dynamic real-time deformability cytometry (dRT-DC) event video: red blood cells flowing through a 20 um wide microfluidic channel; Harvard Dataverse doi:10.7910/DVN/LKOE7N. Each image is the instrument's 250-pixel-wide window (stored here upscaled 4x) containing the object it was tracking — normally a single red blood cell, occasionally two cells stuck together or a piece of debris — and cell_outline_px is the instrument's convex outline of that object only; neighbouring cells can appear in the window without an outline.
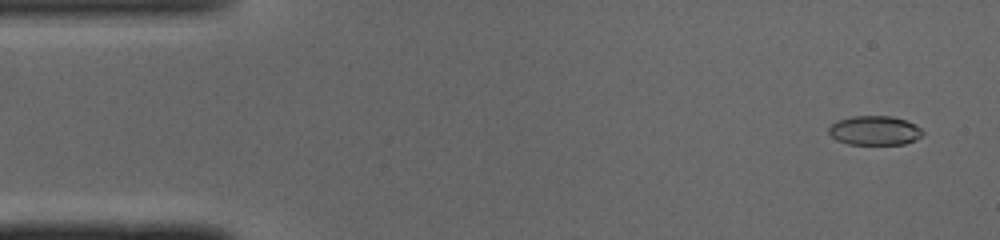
{"species": "common noctule bat (a hibernating species)", "species_latin": "Nyctalus noctula", "temperature_condition": "cold", "stored_images_in_passage": 49, "camera_frame_rate_fps": 3000, "um_per_image_px": 0.085, "animal": {"sex": "male", "body_mass_g": 19.0, "forearm_length_mm": 50.8}, "frame": {"image": 1, "passage_image": 3, "time_ms": 0.667, "image_size_px": [1000, 240], "cell_outline_px": [[924, 132], [916, 140], [904, 144], [848, 144], [836, 140], [828, 132], [828, 128], [836, 120], [852, 116], [892, 116], [904, 120], [920, 128]], "centroid_in_image_um": [74.31, 11.09], "position_along_channel_um": 10.7, "area_um2": 15.95}}
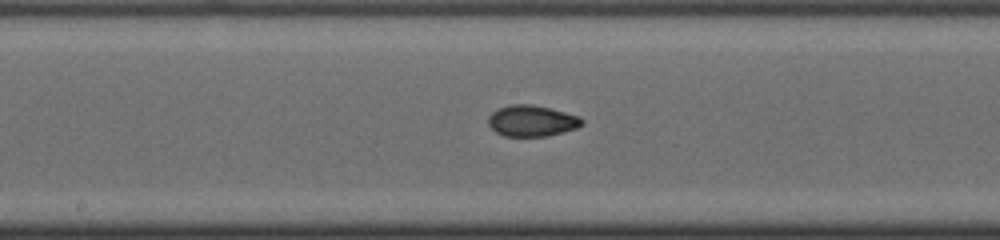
{"frame": {"image": 2, "passage_image": 25, "time_ms": 8.0, "image_size_px": [1000, 240], "cell_outline_px": [[584, 124], [576, 128], [548, 136], [504, 136], [496, 132], [488, 124], [488, 116], [496, 108], [508, 104], [532, 104], [580, 116], [584, 120]], "centroid_in_image_um": [45.19, 10.26], "position_along_channel_um": 203.0, "area_um2": 17.11}}
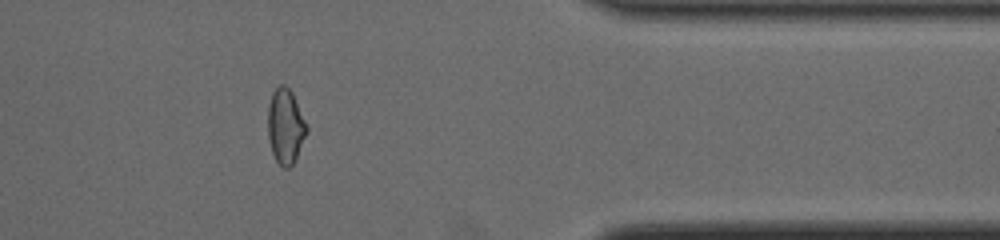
{"frame": {"image": 3, "passage_image": 40, "time_ms": 13.0, "image_size_px": [1000, 240], "cell_outline_px": [[308, 132], [292, 164], [288, 168], [284, 168], [276, 160], [272, 152], [268, 136], [268, 104], [272, 92], [280, 84], [284, 84], [292, 92], [308, 128]], "centroid_in_image_um": [24.25, 10.71], "position_along_channel_um": 387.1, "area_um2": 16.76}, "authors_computed_cell_mechanics": {"area_um2": 16.9354, "velocity_mm_per_s": 4.1223, "shape_relaxation_time_tau1_ms": null, "shape_relaxation_time_tau2_ms": 2.3572, "deformation_change_tau1": null, "deformation_change_tau2": 0.0502}}